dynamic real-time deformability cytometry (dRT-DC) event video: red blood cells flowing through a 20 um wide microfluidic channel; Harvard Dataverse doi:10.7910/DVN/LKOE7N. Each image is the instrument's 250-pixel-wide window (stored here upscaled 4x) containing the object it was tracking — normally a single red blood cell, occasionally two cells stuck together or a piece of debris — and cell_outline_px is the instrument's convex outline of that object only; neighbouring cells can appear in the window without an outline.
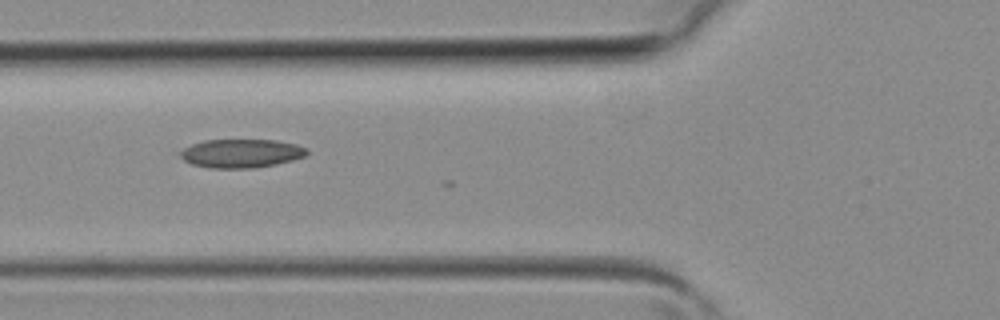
{"species": "common noctule bat (a hibernating species)", "species_latin": "Nyctalus noctula", "temperature_condition": "room temperature", "stored_images_in_passage": 6, "camera_frame_rate_fps": 3000, "um_per_image_px": 0.085, "animal": {"sex": "female", "body_mass_g": 19.3, "forearm_length_mm": 54.1}, "frame": {"image": 1, "passage_image": 6, "time_ms": 1.667, "image_size_px": [1000, 320], "cell_outline_px": [[308, 152], [304, 156], [292, 160], [276, 164], [252, 168], [208, 168], [192, 164], [184, 160], [180, 156], [180, 152], [184, 148], [192, 144], [204, 140], [276, 140], [296, 144], [308, 148]], "centroid_in_image_um": [20.5, 13.03], "position_along_channel_um": 105.3, "area_um2": 21.1}}